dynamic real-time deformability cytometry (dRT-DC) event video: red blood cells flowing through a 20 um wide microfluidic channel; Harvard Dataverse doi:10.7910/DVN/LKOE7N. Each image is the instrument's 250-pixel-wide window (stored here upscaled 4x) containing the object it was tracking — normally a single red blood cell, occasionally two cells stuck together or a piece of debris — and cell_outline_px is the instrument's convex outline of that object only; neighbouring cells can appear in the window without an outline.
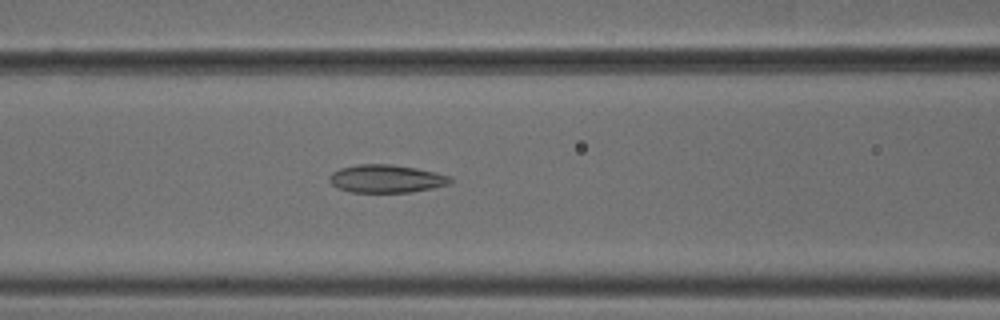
{"species": "common noctule bat (a hibernating species)", "species_latin": "Nyctalus noctula", "temperature_condition": "cold", "stored_images_in_passage": 50, "camera_frame_rate_fps": 3000, "um_per_image_px": 0.085, "animal": {"sex": "male", "body_mass_g": 18.8}, "frame": {"image": 1, "passage_image": 19, "time_ms": 6.0, "image_size_px": [1000, 320], "cell_outline_px": [[452, 180], [448, 184], [432, 188], [412, 192], [352, 192], [340, 188], [332, 184], [328, 180], [328, 176], [332, 172], [340, 168], [356, 164], [392, 164], [416, 168], [452, 176]], "centroid_in_image_um": [32.82, 15.18], "position_along_channel_um": 133.8, "area_um2": 19.71}}
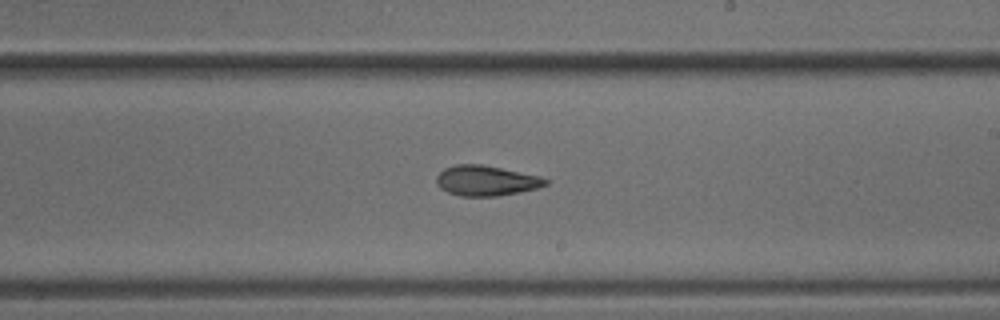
{"frame": {"image": 2, "passage_image": 28, "time_ms": 9.0, "image_size_px": [1000, 320], "cell_outline_px": [[548, 184], [536, 188], [496, 196], [460, 196], [448, 192], [440, 188], [436, 184], [436, 176], [444, 168], [456, 164], [480, 164], [540, 176], [548, 180]], "centroid_in_image_um": [41.27, 15.35], "position_along_channel_um": 247.7, "area_um2": 19.02}}
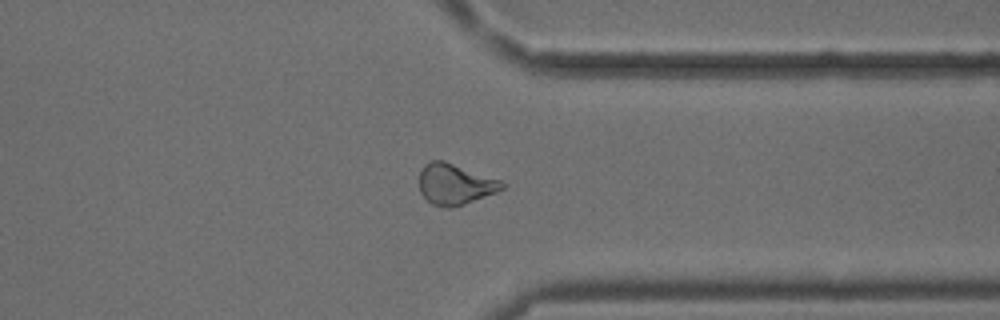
{"frame": {"image": 3, "passage_image": 38, "time_ms": 12.333, "image_size_px": [1000, 320], "cell_outline_px": [[508, 184], [504, 188], [496, 192], [464, 204], [452, 208], [444, 208], [432, 204], [420, 192], [420, 168], [424, 164], [432, 160], [444, 160], [504, 180]], "centroid_in_image_um": [38.72, 15.64], "position_along_channel_um": 372.7, "area_um2": 20.06}, "authors_computed_cell_mechanics": {"area_um2": 19.9699, "velocity_mm_per_s": 3.8051, "shape_relaxation_time_tau1_ms": null, "shape_relaxation_time_tau2_ms": 3.2525, "deformation_change_tau1": null, "deformation_change_tau2": 0.0894}}